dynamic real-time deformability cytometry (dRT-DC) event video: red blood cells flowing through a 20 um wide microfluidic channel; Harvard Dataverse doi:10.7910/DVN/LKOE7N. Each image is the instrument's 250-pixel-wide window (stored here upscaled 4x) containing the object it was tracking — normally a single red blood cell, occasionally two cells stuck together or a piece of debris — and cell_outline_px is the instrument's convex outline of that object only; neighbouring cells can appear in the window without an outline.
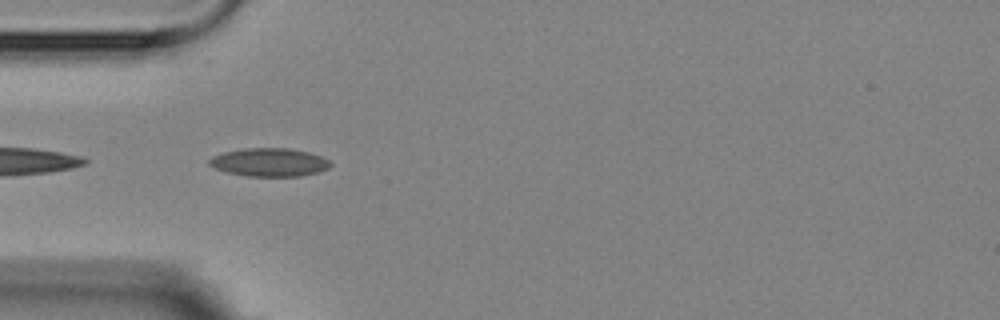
{"species": "Egyptian fruit bat (a non-hibernating species)", "species_latin": "Rousettus aegyptiacus", "temperature_condition": "room temperature", "stored_images_in_passage": 3, "camera_frame_rate_fps": 3000, "um_per_image_px": 0.085, "animal": {"sex": "female"}, "frame": {"image": 1, "passage_image": 3, "time_ms": 2.333, "image_size_px": [1000, 320], "cell_outline_px": [[332, 164], [328, 168], [316, 172], [300, 176], [248, 176], [228, 172], [216, 168], [208, 164], [208, 160], [212, 156], [224, 152], [240, 148], [288, 148], [308, 152], [320, 156], [328, 160]], "centroid_in_image_um": [22.87, 13.78], "position_along_channel_um": 62.1, "area_um2": 19.83}}